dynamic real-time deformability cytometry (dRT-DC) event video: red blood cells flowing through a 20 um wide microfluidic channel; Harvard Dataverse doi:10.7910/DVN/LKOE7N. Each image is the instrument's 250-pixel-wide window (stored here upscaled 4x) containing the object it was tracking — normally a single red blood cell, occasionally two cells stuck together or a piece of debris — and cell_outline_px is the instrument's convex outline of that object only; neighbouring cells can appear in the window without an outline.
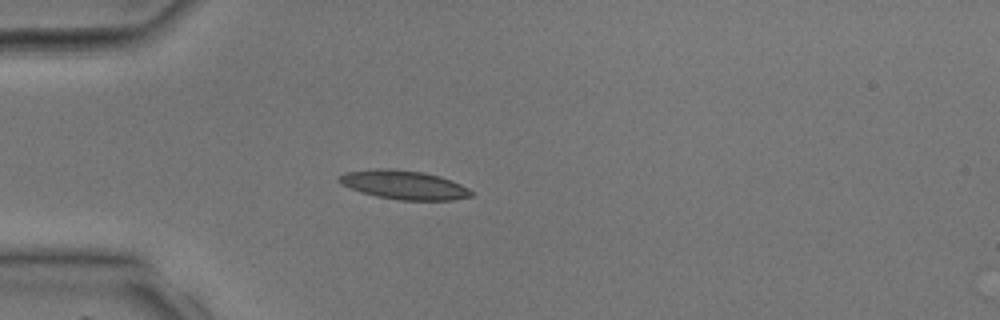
{"species": "common noctule bat (a hibernating species)", "species_latin": "Nyctalus noctula", "temperature_condition": "room temperature", "stored_images_in_passage": 39, "camera_frame_rate_fps": 3000, "um_per_image_px": 0.085, "animal": {"sex": "male", "body_mass_g": 17.9, "forearm_length_mm": 54.2}, "frame": {"image": 1, "passage_image": 11, "time_ms": 3.333, "image_size_px": [1000, 320], "cell_outline_px": [[476, 192], [472, 196], [452, 200], [400, 200], [376, 196], [360, 192], [336, 180], [344, 172], [376, 168], [392, 168], [424, 172], [440, 176], [452, 180]], "centroid_in_image_um": [34.37, 15.7], "position_along_channel_um": 50.6, "area_um2": 22.37}}
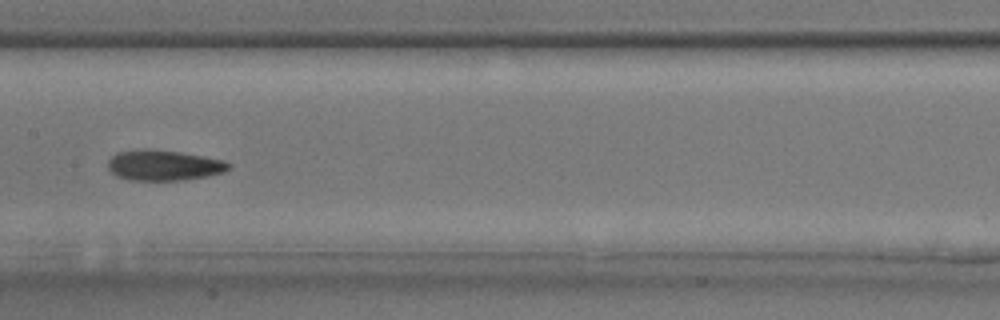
{"frame": {"image": 2, "passage_image": 20, "time_ms": 6.333, "image_size_px": [1000, 320], "cell_outline_px": [[232, 168], [224, 172], [204, 176], [176, 180], [128, 180], [116, 176], [108, 168], [108, 160], [116, 152], [144, 148], [152, 148], [180, 152], [204, 156], [224, 160], [232, 164]], "centroid_in_image_um": [13.91, 14.03], "position_along_channel_um": 193.5, "area_um2": 21.62}}
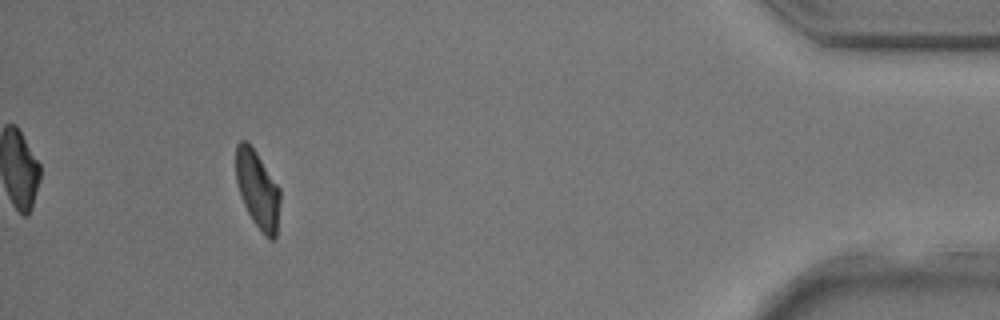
{"frame": {"image": 3, "passage_image": 36, "time_ms": 11.667, "image_size_px": [1000, 320], "cell_outline_px": [[280, 200], [276, 236], [272, 240], [268, 240], [264, 236], [252, 220], [244, 204], [236, 180], [236, 144], [240, 140], [244, 140], [256, 152], [280, 188]], "centroid_in_image_um": [21.91, 16.14], "position_along_channel_um": 413.3, "area_um2": 19.83}}